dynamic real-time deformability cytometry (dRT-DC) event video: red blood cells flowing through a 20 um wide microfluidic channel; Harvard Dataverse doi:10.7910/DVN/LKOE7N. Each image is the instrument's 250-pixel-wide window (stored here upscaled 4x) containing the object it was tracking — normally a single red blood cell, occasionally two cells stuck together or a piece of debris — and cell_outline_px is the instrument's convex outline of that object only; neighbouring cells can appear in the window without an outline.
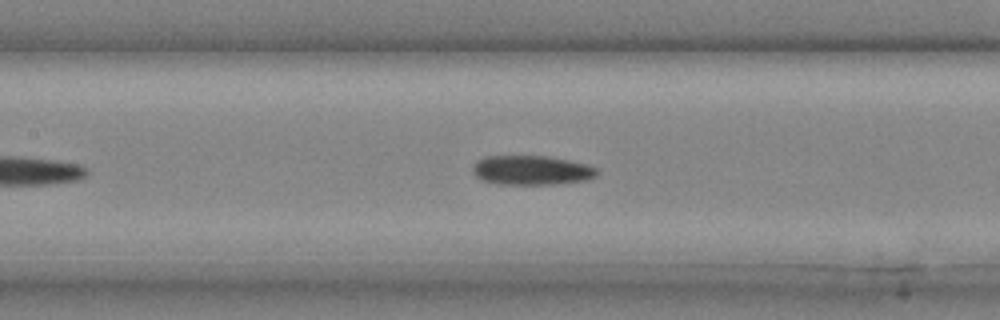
{"species": "common noctule bat (a hibernating species)", "species_latin": "Nyctalus noctula", "temperature_condition": "cold", "stored_images_in_passage": 26, "segment_of_instrument_passage": [1, 2], "camera_frame_rate_fps": 3000, "um_per_image_px": 0.085, "animal": {"sex": "male", "body_mass_g": 20.4}, "frame": {"image": 1, "passage_image": 9, "time_ms": 2.667, "image_size_px": [1000, 320], "cell_outline_px": [[596, 176], [588, 180], [552, 184], [500, 184], [484, 180], [476, 176], [472, 168], [476, 160], [484, 156], [548, 156], [588, 164], [596, 168]], "centroid_in_image_um": [45.18, 14.46], "position_along_channel_um": 162.2, "area_um2": 21.21}}
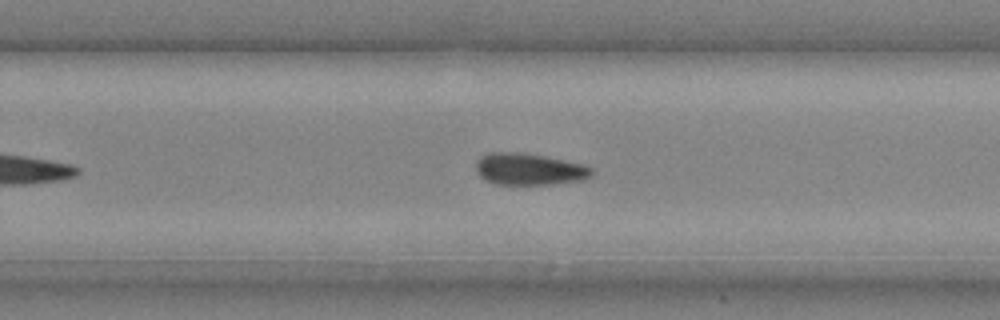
{"frame": {"image": 2, "passage_image": 15, "time_ms": 4.667, "image_size_px": [1000, 320], "cell_outline_px": [[592, 176], [588, 180], [548, 184], [496, 184], [484, 180], [476, 172], [476, 160], [480, 156], [488, 152], [524, 152], [588, 164], [592, 168]], "centroid_in_image_um": [45.01, 14.37], "position_along_channel_um": 284.8, "area_um2": 21.96}}
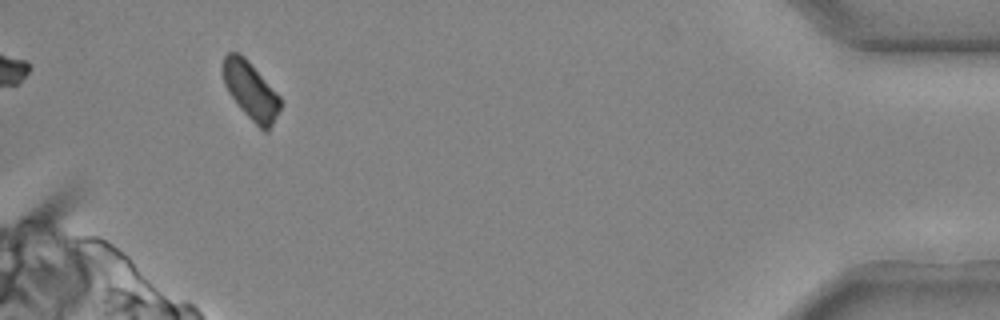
{"frame": {"image": 3, "passage_image": 24, "time_ms": 7.667, "image_size_px": [1000, 320], "cell_outline_px": [[280, 108], [268, 132], [264, 132], [240, 108], [228, 92], [224, 84], [220, 68], [224, 56], [228, 52], [240, 52], [248, 60], [280, 96]], "centroid_in_image_um": [21.26, 7.66], "position_along_channel_um": 413.9, "area_um2": 19.31}}